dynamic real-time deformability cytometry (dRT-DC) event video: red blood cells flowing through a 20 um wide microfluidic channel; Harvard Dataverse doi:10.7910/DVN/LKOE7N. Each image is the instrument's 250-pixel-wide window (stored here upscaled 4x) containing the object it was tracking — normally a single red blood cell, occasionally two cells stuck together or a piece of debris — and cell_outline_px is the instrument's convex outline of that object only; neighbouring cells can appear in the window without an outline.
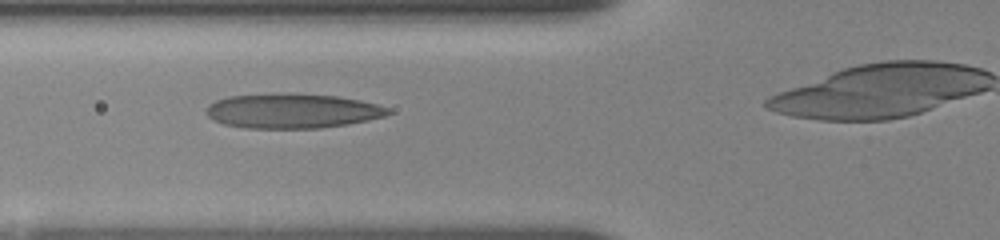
{"species": "human", "species_latin": "Homo sapiens", "temperature_condition": "room temperature", "stored_images_in_passage": 10, "camera_frame_rate_fps": 3000, "um_per_image_px": 0.085, "donor": {"sex": "female"}, "frame": {"image": 1, "passage_image": 5, "time_ms": 3.333, "image_size_px": [1000, 240], "cell_outline_px": [[392, 112], [384, 116], [368, 120], [348, 124], [320, 128], [244, 128], [224, 124], [212, 120], [208, 116], [208, 104], [216, 100], [228, 96], [336, 96], [360, 100], [376, 104], [388, 108]], "centroid_in_image_um": [24.86, 9.48], "position_along_channel_um": 100.9, "area_um2": 35.37}}
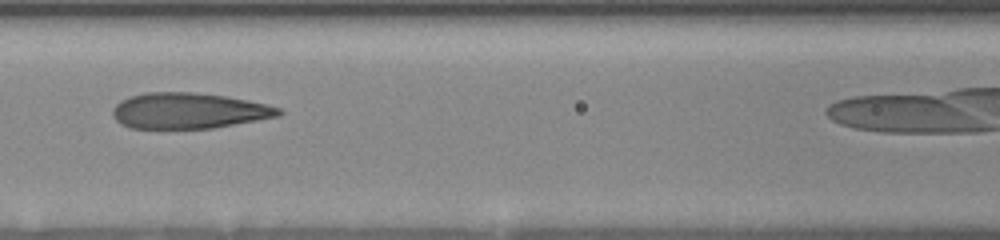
{"frame": {"image": 2, "passage_image": 7, "time_ms": 4.667, "image_size_px": [1000, 240], "cell_outline_px": [[284, 112], [280, 116], [212, 128], [132, 128], [116, 120], [112, 116], [112, 108], [120, 100], [132, 96], [148, 92], [192, 92], [228, 96], [248, 100], [280, 108]], "centroid_in_image_um": [16.05, 9.4], "position_along_channel_um": 150.6, "area_um2": 34.51}}